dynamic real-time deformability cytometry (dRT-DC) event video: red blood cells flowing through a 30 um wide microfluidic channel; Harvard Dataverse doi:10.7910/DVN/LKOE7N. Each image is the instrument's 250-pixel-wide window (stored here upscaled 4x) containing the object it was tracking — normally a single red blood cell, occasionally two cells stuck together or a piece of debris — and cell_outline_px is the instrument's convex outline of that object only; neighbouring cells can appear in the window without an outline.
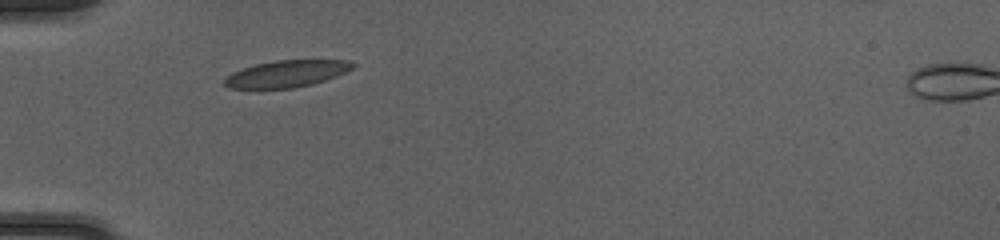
{"species": "common noctule bat (a hibernating species)", "species_latin": "Nyctalus noctula", "temperature_condition": "cold", "stored_images_in_passage": 35, "camera_frame_rate_fps": 3000, "um_per_image_px": 0.085, "animal": {"sex": "female", "body_mass_g": 20.0, "forearm_length_mm": 54.0}, "frame": {"image": 1, "passage_image": 1, "time_ms": 0.0, "image_size_px": [1000, 240], "cell_outline_px": [[356, 64], [352, 68], [336, 76], [312, 84], [292, 88], [228, 88], [224, 84], [224, 80], [232, 72], [256, 64], [276, 60], [348, 60]], "centroid_in_image_um": [24.36, 6.26], "position_along_channel_um": 60.6, "area_um2": 19.77}}
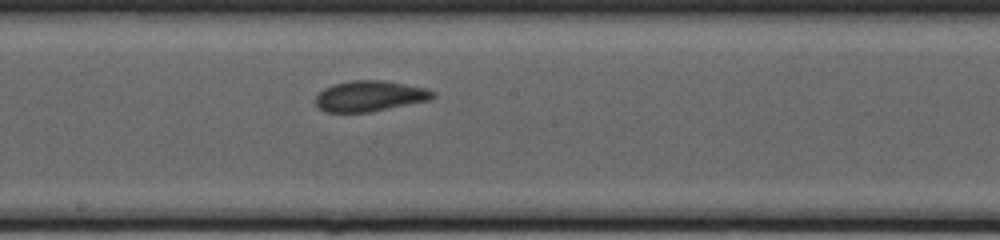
{"frame": {"image": 2, "passage_image": 13, "time_ms": 4.0, "image_size_px": [1000, 240], "cell_outline_px": [[436, 96], [432, 100], [372, 112], [324, 112], [316, 104], [316, 96], [324, 88], [332, 84], [352, 80], [384, 80], [424, 88], [436, 92]], "centroid_in_image_um": [31.46, 8.17], "position_along_channel_um": 216.7, "area_um2": 21.15}}
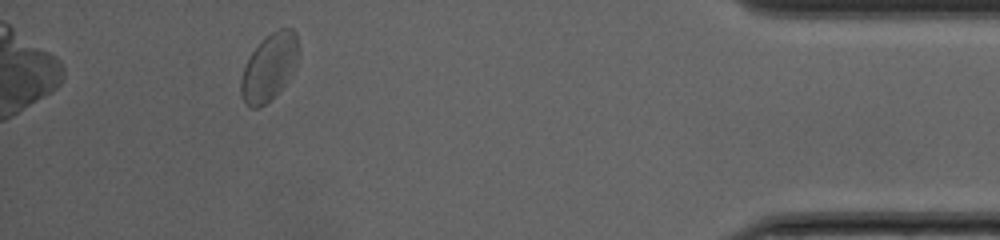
{"frame": {"image": 3, "passage_image": 31, "time_ms": 10.0, "image_size_px": [1000, 240], "cell_outline_px": [[300, 52], [284, 84], [264, 104], [256, 108], [248, 108], [244, 104], [240, 92], [240, 80], [244, 68], [252, 52], [260, 40], [272, 32], [280, 28], [292, 28], [296, 32], [300, 48]], "centroid_in_image_um": [22.86, 5.67], "position_along_channel_um": 412.3, "area_um2": 22.14}, "authors_computed_cell_mechanics": {"area_um2": 21.1548, "velocity_mm_per_s": 4.0939, "shape_relaxation_time_tau1_ms": 5.8957, "shape_relaxation_time_tau2_ms": 0.6689, "deformation_change_tau1": 0.149, "deformation_change_tau2": 0.0508}}